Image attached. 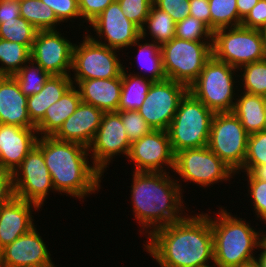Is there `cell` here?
<instances>
[{
    "instance_id": "603a6c76",
    "label": "cell",
    "mask_w": 266,
    "mask_h": 267,
    "mask_svg": "<svg viewBox=\"0 0 266 267\" xmlns=\"http://www.w3.org/2000/svg\"><path fill=\"white\" fill-rule=\"evenodd\" d=\"M78 88L81 102L93 105L103 112L118 111L122 88V74L112 79L72 80Z\"/></svg>"
},
{
    "instance_id": "277c9868",
    "label": "cell",
    "mask_w": 266,
    "mask_h": 267,
    "mask_svg": "<svg viewBox=\"0 0 266 267\" xmlns=\"http://www.w3.org/2000/svg\"><path fill=\"white\" fill-rule=\"evenodd\" d=\"M222 207L216 217L211 216L214 249L212 264L216 267H241L255 262L256 253L253 251L258 250L265 237L264 230L256 232L251 223L231 215Z\"/></svg>"
},
{
    "instance_id": "f35d334b",
    "label": "cell",
    "mask_w": 266,
    "mask_h": 267,
    "mask_svg": "<svg viewBox=\"0 0 266 267\" xmlns=\"http://www.w3.org/2000/svg\"><path fill=\"white\" fill-rule=\"evenodd\" d=\"M248 193L251 197V203L256 217L260 218L266 224V181L256 179L250 172H247Z\"/></svg>"
},
{
    "instance_id": "681fc988",
    "label": "cell",
    "mask_w": 266,
    "mask_h": 267,
    "mask_svg": "<svg viewBox=\"0 0 266 267\" xmlns=\"http://www.w3.org/2000/svg\"><path fill=\"white\" fill-rule=\"evenodd\" d=\"M258 249H261V252L256 256L255 262L259 267H266V236L261 241Z\"/></svg>"
},
{
    "instance_id": "9c48e42d",
    "label": "cell",
    "mask_w": 266,
    "mask_h": 267,
    "mask_svg": "<svg viewBox=\"0 0 266 267\" xmlns=\"http://www.w3.org/2000/svg\"><path fill=\"white\" fill-rule=\"evenodd\" d=\"M248 136L233 112L215 113L207 147L239 174L246 157Z\"/></svg>"
},
{
    "instance_id": "7a4b0ae2",
    "label": "cell",
    "mask_w": 266,
    "mask_h": 267,
    "mask_svg": "<svg viewBox=\"0 0 266 267\" xmlns=\"http://www.w3.org/2000/svg\"><path fill=\"white\" fill-rule=\"evenodd\" d=\"M170 172H134L131 203L134 219L149 236L151 232L183 219L182 185ZM172 176V177H170ZM182 188V189H181ZM184 214V215H183ZM152 229V230H151ZM145 231V233H144Z\"/></svg>"
},
{
    "instance_id": "f1b7e54d",
    "label": "cell",
    "mask_w": 266,
    "mask_h": 267,
    "mask_svg": "<svg viewBox=\"0 0 266 267\" xmlns=\"http://www.w3.org/2000/svg\"><path fill=\"white\" fill-rule=\"evenodd\" d=\"M143 39L138 38L132 45L138 47V52L136 56V61L139 64L140 68L146 71L139 74L134 72V75L143 76L144 78L150 79L153 82L161 81L166 79L164 70H163V61H162V52L161 47L154 42H145L140 43ZM146 73V74H145ZM149 73V75L147 74ZM147 75V76H146Z\"/></svg>"
},
{
    "instance_id": "4dcf8cb0",
    "label": "cell",
    "mask_w": 266,
    "mask_h": 267,
    "mask_svg": "<svg viewBox=\"0 0 266 267\" xmlns=\"http://www.w3.org/2000/svg\"><path fill=\"white\" fill-rule=\"evenodd\" d=\"M31 59L23 44L0 38V76H13Z\"/></svg>"
},
{
    "instance_id": "bcb514c9",
    "label": "cell",
    "mask_w": 266,
    "mask_h": 267,
    "mask_svg": "<svg viewBox=\"0 0 266 267\" xmlns=\"http://www.w3.org/2000/svg\"><path fill=\"white\" fill-rule=\"evenodd\" d=\"M189 15L200 20L211 29L209 0H190Z\"/></svg>"
},
{
    "instance_id": "30bf717a",
    "label": "cell",
    "mask_w": 266,
    "mask_h": 267,
    "mask_svg": "<svg viewBox=\"0 0 266 267\" xmlns=\"http://www.w3.org/2000/svg\"><path fill=\"white\" fill-rule=\"evenodd\" d=\"M83 38L74 45L71 80L120 77L124 66L116 53L119 51L94 41L88 33Z\"/></svg>"
},
{
    "instance_id": "2e32d148",
    "label": "cell",
    "mask_w": 266,
    "mask_h": 267,
    "mask_svg": "<svg viewBox=\"0 0 266 267\" xmlns=\"http://www.w3.org/2000/svg\"><path fill=\"white\" fill-rule=\"evenodd\" d=\"M127 159L133 161L134 172H167L168 168L174 170L175 154L168 132L152 130L134 141L131 143Z\"/></svg>"
},
{
    "instance_id": "ab89813d",
    "label": "cell",
    "mask_w": 266,
    "mask_h": 267,
    "mask_svg": "<svg viewBox=\"0 0 266 267\" xmlns=\"http://www.w3.org/2000/svg\"><path fill=\"white\" fill-rule=\"evenodd\" d=\"M123 14L140 29L149 15L153 0H117Z\"/></svg>"
},
{
    "instance_id": "e575fe53",
    "label": "cell",
    "mask_w": 266,
    "mask_h": 267,
    "mask_svg": "<svg viewBox=\"0 0 266 267\" xmlns=\"http://www.w3.org/2000/svg\"><path fill=\"white\" fill-rule=\"evenodd\" d=\"M38 30L23 17L0 23V38L25 45L30 51Z\"/></svg>"
},
{
    "instance_id": "60d3db41",
    "label": "cell",
    "mask_w": 266,
    "mask_h": 267,
    "mask_svg": "<svg viewBox=\"0 0 266 267\" xmlns=\"http://www.w3.org/2000/svg\"><path fill=\"white\" fill-rule=\"evenodd\" d=\"M43 3L53 9L57 19L60 22H68L75 18H81L77 0H41ZM73 18V19H72ZM72 19V20H71Z\"/></svg>"
},
{
    "instance_id": "4fadbf2b",
    "label": "cell",
    "mask_w": 266,
    "mask_h": 267,
    "mask_svg": "<svg viewBox=\"0 0 266 267\" xmlns=\"http://www.w3.org/2000/svg\"><path fill=\"white\" fill-rule=\"evenodd\" d=\"M188 87L171 79L155 81L137 110L153 130L167 131Z\"/></svg>"
},
{
    "instance_id": "ffe728a7",
    "label": "cell",
    "mask_w": 266,
    "mask_h": 267,
    "mask_svg": "<svg viewBox=\"0 0 266 267\" xmlns=\"http://www.w3.org/2000/svg\"><path fill=\"white\" fill-rule=\"evenodd\" d=\"M103 111L80 102L53 137L60 141L76 142L89 147L100 126Z\"/></svg>"
},
{
    "instance_id": "9a60e30c",
    "label": "cell",
    "mask_w": 266,
    "mask_h": 267,
    "mask_svg": "<svg viewBox=\"0 0 266 267\" xmlns=\"http://www.w3.org/2000/svg\"><path fill=\"white\" fill-rule=\"evenodd\" d=\"M74 45L59 29L38 31L30 51L31 60L50 75H72Z\"/></svg>"
},
{
    "instance_id": "c3c4849f",
    "label": "cell",
    "mask_w": 266,
    "mask_h": 267,
    "mask_svg": "<svg viewBox=\"0 0 266 267\" xmlns=\"http://www.w3.org/2000/svg\"><path fill=\"white\" fill-rule=\"evenodd\" d=\"M259 0H236L239 17L243 20Z\"/></svg>"
},
{
    "instance_id": "5bb4252c",
    "label": "cell",
    "mask_w": 266,
    "mask_h": 267,
    "mask_svg": "<svg viewBox=\"0 0 266 267\" xmlns=\"http://www.w3.org/2000/svg\"><path fill=\"white\" fill-rule=\"evenodd\" d=\"M130 146L120 114L117 111L104 112L97 133L88 147L93 166L104 175L114 157L120 154L128 156Z\"/></svg>"
},
{
    "instance_id": "74e56055",
    "label": "cell",
    "mask_w": 266,
    "mask_h": 267,
    "mask_svg": "<svg viewBox=\"0 0 266 267\" xmlns=\"http://www.w3.org/2000/svg\"><path fill=\"white\" fill-rule=\"evenodd\" d=\"M117 112L120 114L127 138L131 143L141 139L144 135L153 130L138 111L129 110Z\"/></svg>"
},
{
    "instance_id": "484cf974",
    "label": "cell",
    "mask_w": 266,
    "mask_h": 267,
    "mask_svg": "<svg viewBox=\"0 0 266 267\" xmlns=\"http://www.w3.org/2000/svg\"><path fill=\"white\" fill-rule=\"evenodd\" d=\"M240 93L232 112L239 118L245 131L250 135L266 130L264 97L243 91Z\"/></svg>"
},
{
    "instance_id": "cb8c5ba5",
    "label": "cell",
    "mask_w": 266,
    "mask_h": 267,
    "mask_svg": "<svg viewBox=\"0 0 266 267\" xmlns=\"http://www.w3.org/2000/svg\"><path fill=\"white\" fill-rule=\"evenodd\" d=\"M72 85L71 75H50L43 89L27 98L31 121L36 125L44 117L47 108L57 102Z\"/></svg>"
},
{
    "instance_id": "f6af8a7d",
    "label": "cell",
    "mask_w": 266,
    "mask_h": 267,
    "mask_svg": "<svg viewBox=\"0 0 266 267\" xmlns=\"http://www.w3.org/2000/svg\"><path fill=\"white\" fill-rule=\"evenodd\" d=\"M13 197V174L0 165V205L8 203Z\"/></svg>"
},
{
    "instance_id": "ee69618b",
    "label": "cell",
    "mask_w": 266,
    "mask_h": 267,
    "mask_svg": "<svg viewBox=\"0 0 266 267\" xmlns=\"http://www.w3.org/2000/svg\"><path fill=\"white\" fill-rule=\"evenodd\" d=\"M266 22V0H259L242 20L241 26L260 30Z\"/></svg>"
},
{
    "instance_id": "1f68e13d",
    "label": "cell",
    "mask_w": 266,
    "mask_h": 267,
    "mask_svg": "<svg viewBox=\"0 0 266 267\" xmlns=\"http://www.w3.org/2000/svg\"><path fill=\"white\" fill-rule=\"evenodd\" d=\"M211 30L241 26L236 0H209Z\"/></svg>"
},
{
    "instance_id": "4316f807",
    "label": "cell",
    "mask_w": 266,
    "mask_h": 267,
    "mask_svg": "<svg viewBox=\"0 0 266 267\" xmlns=\"http://www.w3.org/2000/svg\"><path fill=\"white\" fill-rule=\"evenodd\" d=\"M127 71L124 67L118 111H137L143 104L153 81L131 72L128 74Z\"/></svg>"
},
{
    "instance_id": "f546056e",
    "label": "cell",
    "mask_w": 266,
    "mask_h": 267,
    "mask_svg": "<svg viewBox=\"0 0 266 267\" xmlns=\"http://www.w3.org/2000/svg\"><path fill=\"white\" fill-rule=\"evenodd\" d=\"M19 5L20 17H23L38 31L57 30L56 26L61 24L53 9L41 0H19Z\"/></svg>"
},
{
    "instance_id": "83f0119b",
    "label": "cell",
    "mask_w": 266,
    "mask_h": 267,
    "mask_svg": "<svg viewBox=\"0 0 266 267\" xmlns=\"http://www.w3.org/2000/svg\"><path fill=\"white\" fill-rule=\"evenodd\" d=\"M175 28L176 23L173 21L172 17L167 12L160 10L152 4L149 15L141 28V38L146 41L145 38L150 35L152 36L150 37L152 42L161 47L175 37Z\"/></svg>"
},
{
    "instance_id": "836d02e7",
    "label": "cell",
    "mask_w": 266,
    "mask_h": 267,
    "mask_svg": "<svg viewBox=\"0 0 266 267\" xmlns=\"http://www.w3.org/2000/svg\"><path fill=\"white\" fill-rule=\"evenodd\" d=\"M238 71L241 73L239 77L243 85L240 86L244 89L241 91L266 96V58L244 65Z\"/></svg>"
},
{
    "instance_id": "52a82bcc",
    "label": "cell",
    "mask_w": 266,
    "mask_h": 267,
    "mask_svg": "<svg viewBox=\"0 0 266 267\" xmlns=\"http://www.w3.org/2000/svg\"><path fill=\"white\" fill-rule=\"evenodd\" d=\"M212 56L239 69L266 58V46L260 30L236 26L213 32Z\"/></svg>"
},
{
    "instance_id": "7402d4cb",
    "label": "cell",
    "mask_w": 266,
    "mask_h": 267,
    "mask_svg": "<svg viewBox=\"0 0 266 267\" xmlns=\"http://www.w3.org/2000/svg\"><path fill=\"white\" fill-rule=\"evenodd\" d=\"M27 98L13 76H0V124L35 128L28 114Z\"/></svg>"
},
{
    "instance_id": "d6986e66",
    "label": "cell",
    "mask_w": 266,
    "mask_h": 267,
    "mask_svg": "<svg viewBox=\"0 0 266 267\" xmlns=\"http://www.w3.org/2000/svg\"><path fill=\"white\" fill-rule=\"evenodd\" d=\"M36 128L0 124V165L12 174L38 140Z\"/></svg>"
},
{
    "instance_id": "8d00e7d4",
    "label": "cell",
    "mask_w": 266,
    "mask_h": 267,
    "mask_svg": "<svg viewBox=\"0 0 266 267\" xmlns=\"http://www.w3.org/2000/svg\"><path fill=\"white\" fill-rule=\"evenodd\" d=\"M266 164V130L250 134L241 172H250L255 166Z\"/></svg>"
},
{
    "instance_id": "8fae6325",
    "label": "cell",
    "mask_w": 266,
    "mask_h": 267,
    "mask_svg": "<svg viewBox=\"0 0 266 267\" xmlns=\"http://www.w3.org/2000/svg\"><path fill=\"white\" fill-rule=\"evenodd\" d=\"M184 182L209 187L230 178L236 173L207 146L184 149L175 154L174 170ZM233 174V175H232Z\"/></svg>"
},
{
    "instance_id": "ac0fdd59",
    "label": "cell",
    "mask_w": 266,
    "mask_h": 267,
    "mask_svg": "<svg viewBox=\"0 0 266 267\" xmlns=\"http://www.w3.org/2000/svg\"><path fill=\"white\" fill-rule=\"evenodd\" d=\"M42 239L34 226L0 250V267H56Z\"/></svg>"
},
{
    "instance_id": "db71d44e",
    "label": "cell",
    "mask_w": 266,
    "mask_h": 267,
    "mask_svg": "<svg viewBox=\"0 0 266 267\" xmlns=\"http://www.w3.org/2000/svg\"><path fill=\"white\" fill-rule=\"evenodd\" d=\"M264 110H265V116H266V96H264Z\"/></svg>"
},
{
    "instance_id": "e0dca14e",
    "label": "cell",
    "mask_w": 266,
    "mask_h": 267,
    "mask_svg": "<svg viewBox=\"0 0 266 267\" xmlns=\"http://www.w3.org/2000/svg\"><path fill=\"white\" fill-rule=\"evenodd\" d=\"M90 26L96 32L94 37L88 34L94 41L118 51L127 50L141 37V29L123 14L117 0L97 16Z\"/></svg>"
},
{
    "instance_id": "6da1fadb",
    "label": "cell",
    "mask_w": 266,
    "mask_h": 267,
    "mask_svg": "<svg viewBox=\"0 0 266 267\" xmlns=\"http://www.w3.org/2000/svg\"><path fill=\"white\" fill-rule=\"evenodd\" d=\"M146 238L149 240L143 244L144 249L160 267H212L210 264L214 263L211 216L208 213L187 214L183 219L151 232Z\"/></svg>"
},
{
    "instance_id": "5b68a950",
    "label": "cell",
    "mask_w": 266,
    "mask_h": 267,
    "mask_svg": "<svg viewBox=\"0 0 266 267\" xmlns=\"http://www.w3.org/2000/svg\"><path fill=\"white\" fill-rule=\"evenodd\" d=\"M214 114L188 91L167 130L174 154L207 146Z\"/></svg>"
},
{
    "instance_id": "7c38bea8",
    "label": "cell",
    "mask_w": 266,
    "mask_h": 267,
    "mask_svg": "<svg viewBox=\"0 0 266 267\" xmlns=\"http://www.w3.org/2000/svg\"><path fill=\"white\" fill-rule=\"evenodd\" d=\"M15 197L42 208L48 193L55 191L42 150L35 145L13 172Z\"/></svg>"
},
{
    "instance_id": "f5cc1de1",
    "label": "cell",
    "mask_w": 266,
    "mask_h": 267,
    "mask_svg": "<svg viewBox=\"0 0 266 267\" xmlns=\"http://www.w3.org/2000/svg\"><path fill=\"white\" fill-rule=\"evenodd\" d=\"M241 267H259V265L256 262H252L250 264H247V265H244V266H241Z\"/></svg>"
},
{
    "instance_id": "7dc6e473",
    "label": "cell",
    "mask_w": 266,
    "mask_h": 267,
    "mask_svg": "<svg viewBox=\"0 0 266 267\" xmlns=\"http://www.w3.org/2000/svg\"><path fill=\"white\" fill-rule=\"evenodd\" d=\"M19 17V0H0V23Z\"/></svg>"
},
{
    "instance_id": "d6a6232c",
    "label": "cell",
    "mask_w": 266,
    "mask_h": 267,
    "mask_svg": "<svg viewBox=\"0 0 266 267\" xmlns=\"http://www.w3.org/2000/svg\"><path fill=\"white\" fill-rule=\"evenodd\" d=\"M13 77L19 83L21 92L29 97L43 89L50 74L30 59Z\"/></svg>"
},
{
    "instance_id": "44dd1931",
    "label": "cell",
    "mask_w": 266,
    "mask_h": 267,
    "mask_svg": "<svg viewBox=\"0 0 266 267\" xmlns=\"http://www.w3.org/2000/svg\"><path fill=\"white\" fill-rule=\"evenodd\" d=\"M35 209L40 210L36 204L17 197L0 205V250L36 226L32 218Z\"/></svg>"
},
{
    "instance_id": "8992f818",
    "label": "cell",
    "mask_w": 266,
    "mask_h": 267,
    "mask_svg": "<svg viewBox=\"0 0 266 267\" xmlns=\"http://www.w3.org/2000/svg\"><path fill=\"white\" fill-rule=\"evenodd\" d=\"M235 72L238 73V69L212 56L188 91L214 113L232 112L235 105L233 100L238 95L234 92H240L234 85L241 83L235 79L236 75L239 76Z\"/></svg>"
},
{
    "instance_id": "3957f363",
    "label": "cell",
    "mask_w": 266,
    "mask_h": 267,
    "mask_svg": "<svg viewBox=\"0 0 266 267\" xmlns=\"http://www.w3.org/2000/svg\"><path fill=\"white\" fill-rule=\"evenodd\" d=\"M36 145L42 150L55 192L85 199L99 191L103 174L89 162L88 147L53 136L38 137Z\"/></svg>"
},
{
    "instance_id": "816d5d0a",
    "label": "cell",
    "mask_w": 266,
    "mask_h": 267,
    "mask_svg": "<svg viewBox=\"0 0 266 267\" xmlns=\"http://www.w3.org/2000/svg\"><path fill=\"white\" fill-rule=\"evenodd\" d=\"M260 32L262 34V37L264 39V43H265V46H266V22L265 24L262 26V28L260 29Z\"/></svg>"
},
{
    "instance_id": "ba28073f",
    "label": "cell",
    "mask_w": 266,
    "mask_h": 267,
    "mask_svg": "<svg viewBox=\"0 0 266 267\" xmlns=\"http://www.w3.org/2000/svg\"><path fill=\"white\" fill-rule=\"evenodd\" d=\"M213 42H195L176 37L161 46L166 78L189 86L212 57Z\"/></svg>"
},
{
    "instance_id": "7bdbcfd3",
    "label": "cell",
    "mask_w": 266,
    "mask_h": 267,
    "mask_svg": "<svg viewBox=\"0 0 266 267\" xmlns=\"http://www.w3.org/2000/svg\"><path fill=\"white\" fill-rule=\"evenodd\" d=\"M114 1L116 0H77L82 22L90 24Z\"/></svg>"
},
{
    "instance_id": "d4e9b609",
    "label": "cell",
    "mask_w": 266,
    "mask_h": 267,
    "mask_svg": "<svg viewBox=\"0 0 266 267\" xmlns=\"http://www.w3.org/2000/svg\"><path fill=\"white\" fill-rule=\"evenodd\" d=\"M80 102V92L75 85H72L57 102L47 108L44 117L35 125L38 136H53L65 120L76 111Z\"/></svg>"
},
{
    "instance_id": "d590c367",
    "label": "cell",
    "mask_w": 266,
    "mask_h": 267,
    "mask_svg": "<svg viewBox=\"0 0 266 267\" xmlns=\"http://www.w3.org/2000/svg\"><path fill=\"white\" fill-rule=\"evenodd\" d=\"M175 37L195 42H213V31L206 24L189 15L176 23Z\"/></svg>"
},
{
    "instance_id": "b9f144b4",
    "label": "cell",
    "mask_w": 266,
    "mask_h": 267,
    "mask_svg": "<svg viewBox=\"0 0 266 267\" xmlns=\"http://www.w3.org/2000/svg\"><path fill=\"white\" fill-rule=\"evenodd\" d=\"M190 0H153V4L160 10L167 12L175 23L189 16Z\"/></svg>"
},
{
    "instance_id": "f907efd6",
    "label": "cell",
    "mask_w": 266,
    "mask_h": 267,
    "mask_svg": "<svg viewBox=\"0 0 266 267\" xmlns=\"http://www.w3.org/2000/svg\"><path fill=\"white\" fill-rule=\"evenodd\" d=\"M250 173L256 178L266 181V164L255 166Z\"/></svg>"
}]
</instances>
